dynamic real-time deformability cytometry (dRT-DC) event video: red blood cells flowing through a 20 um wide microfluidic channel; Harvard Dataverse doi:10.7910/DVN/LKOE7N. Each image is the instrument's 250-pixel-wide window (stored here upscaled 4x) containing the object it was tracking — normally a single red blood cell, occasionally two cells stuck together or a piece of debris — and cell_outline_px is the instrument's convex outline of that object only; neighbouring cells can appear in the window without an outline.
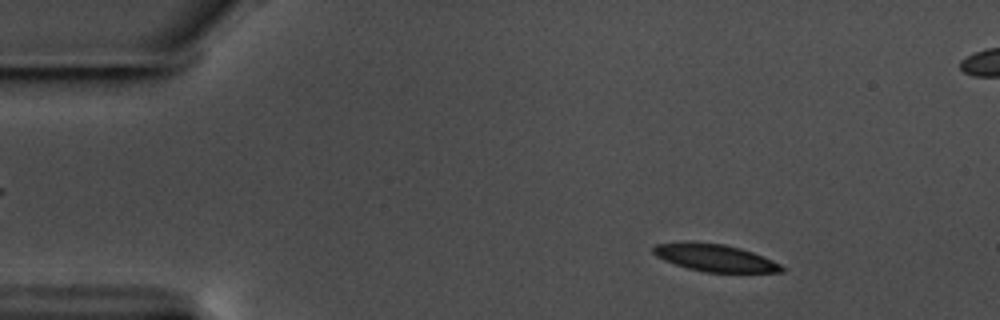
{"species": "common noctule bat (a hibernating species)", "species_latin": "Nyctalus noctula", "temperature_condition": "warm", "stored_images_in_passage": 58, "segment_of_instrument_passage": [1, 2], "camera_frame_rate_fps": 3000, "um_per_image_px": 0.085, "animal": {"sex": "male", "body_mass_g": 17.5, "forearm_length_mm": 52.3}, "frame": {"image": 1, "passage_image": 8, "time_ms": 2.333, "image_size_px": [1000, 320], "cell_outline_px": [[784, 272], [704, 272], [688, 268], [664, 260], [656, 256], [652, 252], [652, 248], [656, 244], [684, 240], [688, 240], [724, 244], [740, 248], [752, 252], [772, 260], [780, 264], [784, 268]], "centroid_in_image_um": [60.71, 21.89], "position_along_channel_um": 24.3, "area_um2": 20.58}}
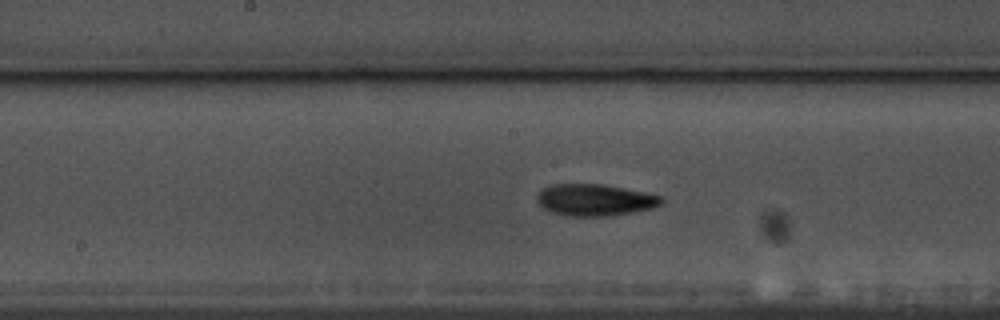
{"frame": {"image": 2, "passage_image": 29, "time_ms": 9.333, "image_size_px": [1000, 320], "cell_outline_px": [[664, 200], [660, 204], [652, 208], [632, 212], [608, 216], [568, 216], [548, 212], [536, 200], [536, 196], [544, 188], [552, 184], [600, 184], [624, 188], [644, 192], [660, 196]], "centroid_in_image_um": [50.53, 17.0], "position_along_channel_um": 197.7, "area_um2": 22.89}}
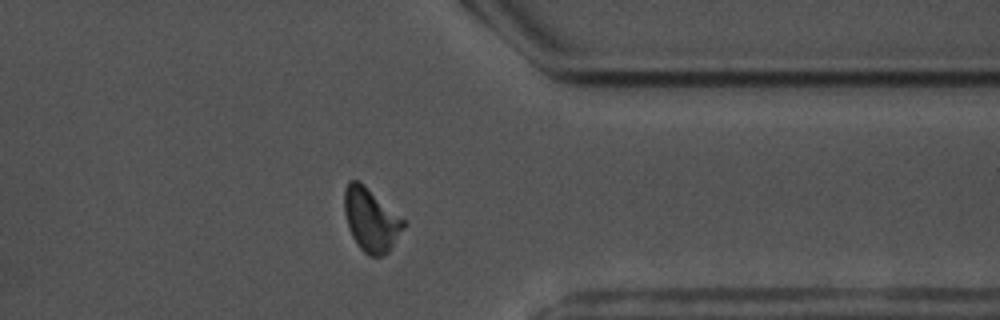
{"frame": {"image": 3, "passage_image": 45, "time_ms": 14.667, "image_size_px": [1000, 320], "cell_outline_px": [[408, 224], [388, 252], [384, 256], [368, 256], [356, 244], [348, 228], [344, 212], [344, 188], [348, 180], [356, 180], [364, 184], [404, 220]], "centroid_in_image_um": [31.52, 18.69], "position_along_channel_um": 379.9, "area_um2": 21.96}}